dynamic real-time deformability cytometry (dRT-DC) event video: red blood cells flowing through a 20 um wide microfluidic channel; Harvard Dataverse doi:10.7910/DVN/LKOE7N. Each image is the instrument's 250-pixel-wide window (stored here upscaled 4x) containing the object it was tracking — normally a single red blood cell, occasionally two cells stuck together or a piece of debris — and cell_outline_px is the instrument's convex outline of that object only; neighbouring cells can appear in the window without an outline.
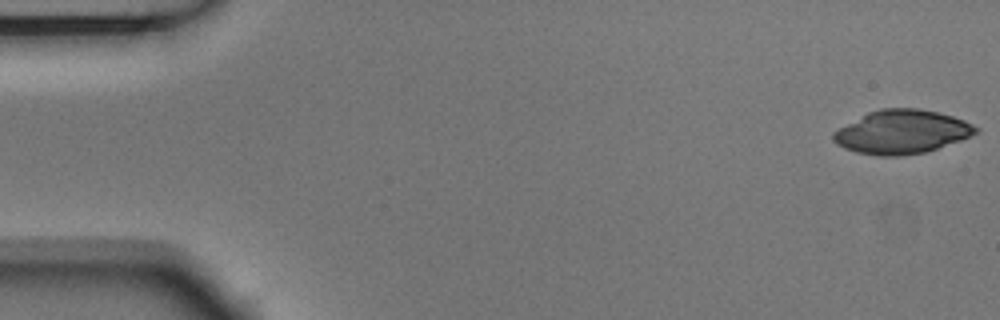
{"species": "Egyptian fruit bat (a non-hibernating species)", "species_latin": "Rousettus aegyptiacus", "temperature_condition": "room temperature", "stored_images_in_passage": 5, "camera_frame_rate_fps": 3000, "um_per_image_px": 0.085, "animal": {"sex": "male"}, "frame": {"image": 1, "passage_image": 1, "time_ms": 0.0, "image_size_px": [1000, 320], "cell_outline_px": [[980, 128], [976, 132], [960, 140], [924, 152], [900, 156], [880, 156], [856, 152], [844, 148], [836, 144], [832, 140], [832, 136], [840, 128], [868, 112], [880, 108], [920, 108], [952, 116], [964, 120]], "centroid_in_image_um": [76.64, 11.21], "position_along_channel_um": 8.4, "area_um2": 35.84}}